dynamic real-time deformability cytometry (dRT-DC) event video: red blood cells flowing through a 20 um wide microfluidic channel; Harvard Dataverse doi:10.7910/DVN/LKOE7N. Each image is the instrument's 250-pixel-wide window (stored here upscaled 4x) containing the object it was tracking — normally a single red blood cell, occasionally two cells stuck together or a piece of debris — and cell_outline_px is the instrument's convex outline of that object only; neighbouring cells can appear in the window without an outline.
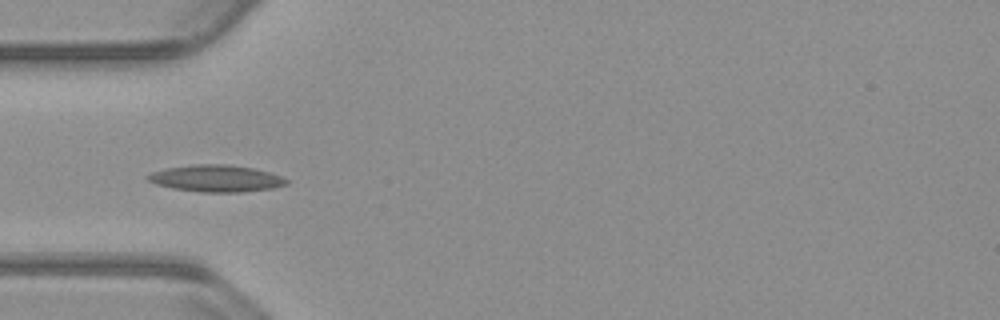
{"species": "common noctule bat (a hibernating species)", "species_latin": "Nyctalus noctula", "temperature_condition": "warm", "stored_images_in_passage": 54, "camera_frame_rate_fps": 3000, "um_per_image_px": 0.085, "animal": {"sex": "male", "body_mass_g": 23.1, "forearm_length_mm": 52.7}, "frame": {"image": 1, "passage_image": 17, "time_ms": 5.333, "image_size_px": [1000, 320], "cell_outline_px": [[288, 184], [272, 188], [244, 192], [200, 192], [172, 188], [156, 184], [148, 180], [144, 176], [152, 172], [164, 168], [196, 164], [228, 164], [256, 168], [280, 176], [288, 180]], "centroid_in_image_um": [18.36, 15.16], "position_along_channel_um": 66.6, "area_um2": 21.79}}
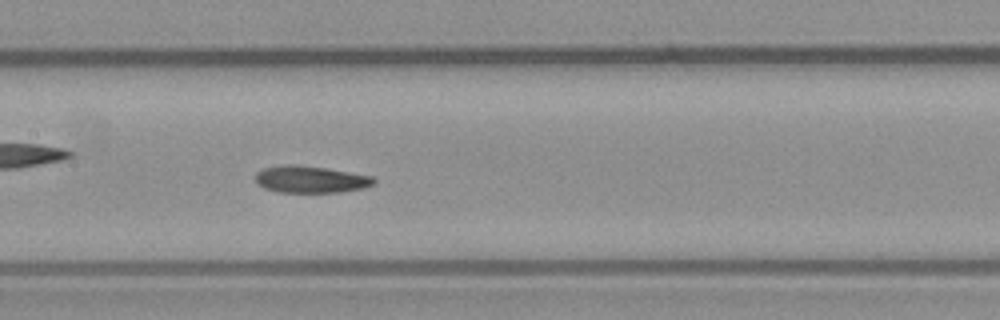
{"frame": {"image": 2, "passage_image": 26, "time_ms": 8.333, "image_size_px": [1000, 320], "cell_outline_px": [[376, 184], [364, 188], [340, 192], [280, 192], [264, 188], [256, 180], [256, 172], [264, 168], [284, 164], [296, 164], [328, 168], [372, 176], [376, 180]], "centroid_in_image_um": [26.44, 15.24], "position_along_channel_um": 181.0, "area_um2": 18.67}}
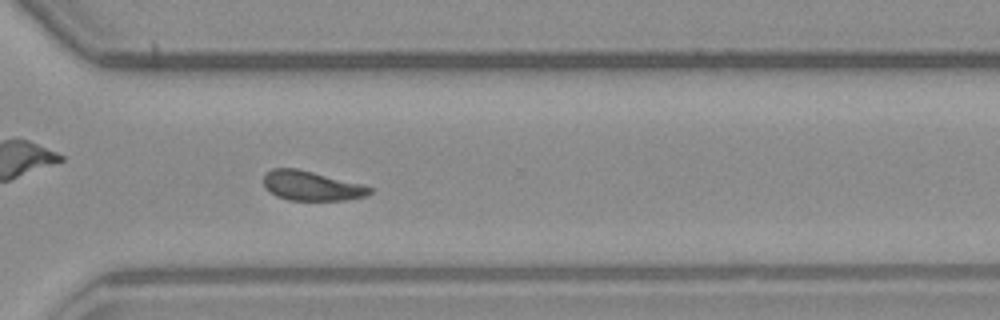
{"frame": {"image": 3, "passage_image": 39, "time_ms": 12.667, "image_size_px": [1000, 320], "cell_outline_px": [[372, 192], [368, 196], [344, 200], [288, 200], [276, 196], [268, 192], [264, 188], [264, 176], [272, 168], [296, 168], [364, 184], [372, 188]], "centroid_in_image_um": [26.49, 15.8], "position_along_channel_um": 344.1, "area_um2": 18.44}, "authors_computed_cell_mechanics": {"area_um2": 18.7561, "velocity_mm_per_s": 3.7713, "shape_relaxation_time_tau1_ms": 10.6664, "shape_relaxation_time_tau2_ms": null, "deformation_change_tau1": 0.2129, "deformation_change_tau2": null}}